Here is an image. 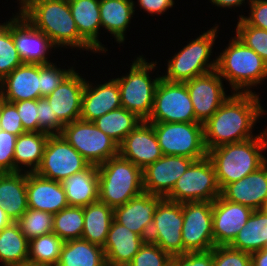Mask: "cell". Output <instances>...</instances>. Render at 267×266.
<instances>
[{"mask_svg":"<svg viewBox=\"0 0 267 266\" xmlns=\"http://www.w3.org/2000/svg\"><path fill=\"white\" fill-rule=\"evenodd\" d=\"M135 7L133 0H100L101 26L119 44L125 41L126 29L129 28Z\"/></svg>","mask_w":267,"mask_h":266,"instance_id":"obj_30","label":"cell"},{"mask_svg":"<svg viewBox=\"0 0 267 266\" xmlns=\"http://www.w3.org/2000/svg\"><path fill=\"white\" fill-rule=\"evenodd\" d=\"M90 163L60 134L49 135L42 161L35 173L43 178L62 182L85 170Z\"/></svg>","mask_w":267,"mask_h":266,"instance_id":"obj_12","label":"cell"},{"mask_svg":"<svg viewBox=\"0 0 267 266\" xmlns=\"http://www.w3.org/2000/svg\"><path fill=\"white\" fill-rule=\"evenodd\" d=\"M13 40L18 54L26 64L44 65L53 63L47 56L49 50L57 48L52 40L36 29L19 12L13 14Z\"/></svg>","mask_w":267,"mask_h":266,"instance_id":"obj_16","label":"cell"},{"mask_svg":"<svg viewBox=\"0 0 267 266\" xmlns=\"http://www.w3.org/2000/svg\"><path fill=\"white\" fill-rule=\"evenodd\" d=\"M163 198L161 195L143 192L122 206L114 208L113 219L148 241L153 215Z\"/></svg>","mask_w":267,"mask_h":266,"instance_id":"obj_18","label":"cell"},{"mask_svg":"<svg viewBox=\"0 0 267 266\" xmlns=\"http://www.w3.org/2000/svg\"><path fill=\"white\" fill-rule=\"evenodd\" d=\"M253 209L223 199L213 201V238L215 246L229 245L247 223Z\"/></svg>","mask_w":267,"mask_h":266,"instance_id":"obj_20","label":"cell"},{"mask_svg":"<svg viewBox=\"0 0 267 266\" xmlns=\"http://www.w3.org/2000/svg\"><path fill=\"white\" fill-rule=\"evenodd\" d=\"M18 12L46 34L56 47L69 46L97 53L79 34L68 0H23Z\"/></svg>","mask_w":267,"mask_h":266,"instance_id":"obj_2","label":"cell"},{"mask_svg":"<svg viewBox=\"0 0 267 266\" xmlns=\"http://www.w3.org/2000/svg\"><path fill=\"white\" fill-rule=\"evenodd\" d=\"M27 132H39L37 100H22L13 102Z\"/></svg>","mask_w":267,"mask_h":266,"instance_id":"obj_48","label":"cell"},{"mask_svg":"<svg viewBox=\"0 0 267 266\" xmlns=\"http://www.w3.org/2000/svg\"><path fill=\"white\" fill-rule=\"evenodd\" d=\"M249 17L239 15L248 25L267 30V0H252Z\"/></svg>","mask_w":267,"mask_h":266,"instance_id":"obj_50","label":"cell"},{"mask_svg":"<svg viewBox=\"0 0 267 266\" xmlns=\"http://www.w3.org/2000/svg\"><path fill=\"white\" fill-rule=\"evenodd\" d=\"M89 83L86 80L82 94L80 119L93 122L102 115L122 107L117 80L112 78L103 84Z\"/></svg>","mask_w":267,"mask_h":266,"instance_id":"obj_24","label":"cell"},{"mask_svg":"<svg viewBox=\"0 0 267 266\" xmlns=\"http://www.w3.org/2000/svg\"><path fill=\"white\" fill-rule=\"evenodd\" d=\"M56 266H107L103 247L83 239L65 241Z\"/></svg>","mask_w":267,"mask_h":266,"instance_id":"obj_34","label":"cell"},{"mask_svg":"<svg viewBox=\"0 0 267 266\" xmlns=\"http://www.w3.org/2000/svg\"><path fill=\"white\" fill-rule=\"evenodd\" d=\"M220 196L253 210L262 209L267 200V161L251 174L225 185L221 189Z\"/></svg>","mask_w":267,"mask_h":266,"instance_id":"obj_22","label":"cell"},{"mask_svg":"<svg viewBox=\"0 0 267 266\" xmlns=\"http://www.w3.org/2000/svg\"><path fill=\"white\" fill-rule=\"evenodd\" d=\"M182 240L184 254L215 247L213 238V202L183 203Z\"/></svg>","mask_w":267,"mask_h":266,"instance_id":"obj_14","label":"cell"},{"mask_svg":"<svg viewBox=\"0 0 267 266\" xmlns=\"http://www.w3.org/2000/svg\"><path fill=\"white\" fill-rule=\"evenodd\" d=\"M97 169L99 201L112 209L144 192L142 169L119 154L99 164Z\"/></svg>","mask_w":267,"mask_h":266,"instance_id":"obj_5","label":"cell"},{"mask_svg":"<svg viewBox=\"0 0 267 266\" xmlns=\"http://www.w3.org/2000/svg\"><path fill=\"white\" fill-rule=\"evenodd\" d=\"M0 207L12 222L27 211L26 171L0 173Z\"/></svg>","mask_w":267,"mask_h":266,"instance_id":"obj_28","label":"cell"},{"mask_svg":"<svg viewBox=\"0 0 267 266\" xmlns=\"http://www.w3.org/2000/svg\"><path fill=\"white\" fill-rule=\"evenodd\" d=\"M145 241L113 219L103 247L106 265L128 266Z\"/></svg>","mask_w":267,"mask_h":266,"instance_id":"obj_26","label":"cell"},{"mask_svg":"<svg viewBox=\"0 0 267 266\" xmlns=\"http://www.w3.org/2000/svg\"><path fill=\"white\" fill-rule=\"evenodd\" d=\"M28 208L56 214L68 207L61 182L43 178L35 172H26Z\"/></svg>","mask_w":267,"mask_h":266,"instance_id":"obj_23","label":"cell"},{"mask_svg":"<svg viewBox=\"0 0 267 266\" xmlns=\"http://www.w3.org/2000/svg\"><path fill=\"white\" fill-rule=\"evenodd\" d=\"M13 40V17L0 23V81L15 68L22 65Z\"/></svg>","mask_w":267,"mask_h":266,"instance_id":"obj_39","label":"cell"},{"mask_svg":"<svg viewBox=\"0 0 267 266\" xmlns=\"http://www.w3.org/2000/svg\"><path fill=\"white\" fill-rule=\"evenodd\" d=\"M229 246L248 253L265 249L267 247V213L262 209L254 210Z\"/></svg>","mask_w":267,"mask_h":266,"instance_id":"obj_35","label":"cell"},{"mask_svg":"<svg viewBox=\"0 0 267 266\" xmlns=\"http://www.w3.org/2000/svg\"><path fill=\"white\" fill-rule=\"evenodd\" d=\"M69 206L85 207L99 200L97 165L90 164L61 182Z\"/></svg>","mask_w":267,"mask_h":266,"instance_id":"obj_29","label":"cell"},{"mask_svg":"<svg viewBox=\"0 0 267 266\" xmlns=\"http://www.w3.org/2000/svg\"><path fill=\"white\" fill-rule=\"evenodd\" d=\"M0 130L9 132L17 137L26 132L15 104L4 99L0 101Z\"/></svg>","mask_w":267,"mask_h":266,"instance_id":"obj_46","label":"cell"},{"mask_svg":"<svg viewBox=\"0 0 267 266\" xmlns=\"http://www.w3.org/2000/svg\"><path fill=\"white\" fill-rule=\"evenodd\" d=\"M140 9L147 11L149 14H164L174 5V0H137Z\"/></svg>","mask_w":267,"mask_h":266,"instance_id":"obj_51","label":"cell"},{"mask_svg":"<svg viewBox=\"0 0 267 266\" xmlns=\"http://www.w3.org/2000/svg\"><path fill=\"white\" fill-rule=\"evenodd\" d=\"M213 266H251V253L234 249L229 245L215 246Z\"/></svg>","mask_w":267,"mask_h":266,"instance_id":"obj_44","label":"cell"},{"mask_svg":"<svg viewBox=\"0 0 267 266\" xmlns=\"http://www.w3.org/2000/svg\"><path fill=\"white\" fill-rule=\"evenodd\" d=\"M236 25V37L253 49L267 64V30L248 25L242 18Z\"/></svg>","mask_w":267,"mask_h":266,"instance_id":"obj_41","label":"cell"},{"mask_svg":"<svg viewBox=\"0 0 267 266\" xmlns=\"http://www.w3.org/2000/svg\"><path fill=\"white\" fill-rule=\"evenodd\" d=\"M83 229V207L68 206L53 216V233L64 242L81 239Z\"/></svg>","mask_w":267,"mask_h":266,"instance_id":"obj_38","label":"cell"},{"mask_svg":"<svg viewBox=\"0 0 267 266\" xmlns=\"http://www.w3.org/2000/svg\"><path fill=\"white\" fill-rule=\"evenodd\" d=\"M40 65L26 64L15 68L0 81L2 99L8 102L40 98Z\"/></svg>","mask_w":267,"mask_h":266,"instance_id":"obj_25","label":"cell"},{"mask_svg":"<svg viewBox=\"0 0 267 266\" xmlns=\"http://www.w3.org/2000/svg\"><path fill=\"white\" fill-rule=\"evenodd\" d=\"M194 159L163 155L142 170L144 192L165 197Z\"/></svg>","mask_w":267,"mask_h":266,"instance_id":"obj_17","label":"cell"},{"mask_svg":"<svg viewBox=\"0 0 267 266\" xmlns=\"http://www.w3.org/2000/svg\"><path fill=\"white\" fill-rule=\"evenodd\" d=\"M171 266H213V249L172 256Z\"/></svg>","mask_w":267,"mask_h":266,"instance_id":"obj_49","label":"cell"},{"mask_svg":"<svg viewBox=\"0 0 267 266\" xmlns=\"http://www.w3.org/2000/svg\"><path fill=\"white\" fill-rule=\"evenodd\" d=\"M63 244L64 241L54 233L31 239L27 265L56 266Z\"/></svg>","mask_w":267,"mask_h":266,"instance_id":"obj_37","label":"cell"},{"mask_svg":"<svg viewBox=\"0 0 267 266\" xmlns=\"http://www.w3.org/2000/svg\"><path fill=\"white\" fill-rule=\"evenodd\" d=\"M79 74L74 69L50 95L45 97L51 105L53 115L64 125L80 119L86 80Z\"/></svg>","mask_w":267,"mask_h":266,"instance_id":"obj_21","label":"cell"},{"mask_svg":"<svg viewBox=\"0 0 267 266\" xmlns=\"http://www.w3.org/2000/svg\"><path fill=\"white\" fill-rule=\"evenodd\" d=\"M157 62H147L144 56H137L132 62L129 73L115 78L120 89L121 105L147 121L154 106V94L161 76L152 79L150 73Z\"/></svg>","mask_w":267,"mask_h":266,"instance_id":"obj_6","label":"cell"},{"mask_svg":"<svg viewBox=\"0 0 267 266\" xmlns=\"http://www.w3.org/2000/svg\"><path fill=\"white\" fill-rule=\"evenodd\" d=\"M252 0H247V2L250 4ZM210 2L217 6L222 8H230V7H240L242 3H245V0H210Z\"/></svg>","mask_w":267,"mask_h":266,"instance_id":"obj_53","label":"cell"},{"mask_svg":"<svg viewBox=\"0 0 267 266\" xmlns=\"http://www.w3.org/2000/svg\"><path fill=\"white\" fill-rule=\"evenodd\" d=\"M163 155L199 160L207 156L200 122L151 123Z\"/></svg>","mask_w":267,"mask_h":266,"instance_id":"obj_9","label":"cell"},{"mask_svg":"<svg viewBox=\"0 0 267 266\" xmlns=\"http://www.w3.org/2000/svg\"><path fill=\"white\" fill-rule=\"evenodd\" d=\"M147 122H198L185 83L161 78L154 94V106Z\"/></svg>","mask_w":267,"mask_h":266,"instance_id":"obj_11","label":"cell"},{"mask_svg":"<svg viewBox=\"0 0 267 266\" xmlns=\"http://www.w3.org/2000/svg\"><path fill=\"white\" fill-rule=\"evenodd\" d=\"M48 137L49 134L44 132L29 131L17 137L14 152V172L36 171L42 161ZM22 167H27V169Z\"/></svg>","mask_w":267,"mask_h":266,"instance_id":"obj_31","label":"cell"},{"mask_svg":"<svg viewBox=\"0 0 267 266\" xmlns=\"http://www.w3.org/2000/svg\"><path fill=\"white\" fill-rule=\"evenodd\" d=\"M255 93H232L203 124L207 152L224 144L256 137L252 129L266 111L261 106L259 95Z\"/></svg>","mask_w":267,"mask_h":266,"instance_id":"obj_1","label":"cell"},{"mask_svg":"<svg viewBox=\"0 0 267 266\" xmlns=\"http://www.w3.org/2000/svg\"><path fill=\"white\" fill-rule=\"evenodd\" d=\"M16 139V135L0 130V173H14Z\"/></svg>","mask_w":267,"mask_h":266,"instance_id":"obj_47","label":"cell"},{"mask_svg":"<svg viewBox=\"0 0 267 266\" xmlns=\"http://www.w3.org/2000/svg\"><path fill=\"white\" fill-rule=\"evenodd\" d=\"M53 214L28 208L17 221L21 232L30 241L41 235L53 233Z\"/></svg>","mask_w":267,"mask_h":266,"instance_id":"obj_40","label":"cell"},{"mask_svg":"<svg viewBox=\"0 0 267 266\" xmlns=\"http://www.w3.org/2000/svg\"><path fill=\"white\" fill-rule=\"evenodd\" d=\"M143 120L124 107L112 110L93 121L96 127L118 145Z\"/></svg>","mask_w":267,"mask_h":266,"instance_id":"obj_36","label":"cell"},{"mask_svg":"<svg viewBox=\"0 0 267 266\" xmlns=\"http://www.w3.org/2000/svg\"><path fill=\"white\" fill-rule=\"evenodd\" d=\"M84 229L81 239L104 247L111 222L113 209L99 200L83 207Z\"/></svg>","mask_w":267,"mask_h":266,"instance_id":"obj_32","label":"cell"},{"mask_svg":"<svg viewBox=\"0 0 267 266\" xmlns=\"http://www.w3.org/2000/svg\"><path fill=\"white\" fill-rule=\"evenodd\" d=\"M220 193L214 165L206 156L194 160L164 198L178 203L213 202Z\"/></svg>","mask_w":267,"mask_h":266,"instance_id":"obj_8","label":"cell"},{"mask_svg":"<svg viewBox=\"0 0 267 266\" xmlns=\"http://www.w3.org/2000/svg\"><path fill=\"white\" fill-rule=\"evenodd\" d=\"M267 128L249 140L224 144L210 149L211 159L220 189L236 182L260 168L266 161Z\"/></svg>","mask_w":267,"mask_h":266,"instance_id":"obj_3","label":"cell"},{"mask_svg":"<svg viewBox=\"0 0 267 266\" xmlns=\"http://www.w3.org/2000/svg\"><path fill=\"white\" fill-rule=\"evenodd\" d=\"M29 257V240L17 222L0 231V262L2 266H25Z\"/></svg>","mask_w":267,"mask_h":266,"instance_id":"obj_33","label":"cell"},{"mask_svg":"<svg viewBox=\"0 0 267 266\" xmlns=\"http://www.w3.org/2000/svg\"><path fill=\"white\" fill-rule=\"evenodd\" d=\"M182 225L183 203L163 198L153 215L148 241L157 244L171 257L184 254Z\"/></svg>","mask_w":267,"mask_h":266,"instance_id":"obj_13","label":"cell"},{"mask_svg":"<svg viewBox=\"0 0 267 266\" xmlns=\"http://www.w3.org/2000/svg\"><path fill=\"white\" fill-rule=\"evenodd\" d=\"M222 81L214 70L184 82L198 122L204 124L230 96L226 95Z\"/></svg>","mask_w":267,"mask_h":266,"instance_id":"obj_15","label":"cell"},{"mask_svg":"<svg viewBox=\"0 0 267 266\" xmlns=\"http://www.w3.org/2000/svg\"><path fill=\"white\" fill-rule=\"evenodd\" d=\"M251 266H267V247L251 253Z\"/></svg>","mask_w":267,"mask_h":266,"instance_id":"obj_52","label":"cell"},{"mask_svg":"<svg viewBox=\"0 0 267 266\" xmlns=\"http://www.w3.org/2000/svg\"><path fill=\"white\" fill-rule=\"evenodd\" d=\"M79 34L98 52L108 51L99 41L100 0H68Z\"/></svg>","mask_w":267,"mask_h":266,"instance_id":"obj_27","label":"cell"},{"mask_svg":"<svg viewBox=\"0 0 267 266\" xmlns=\"http://www.w3.org/2000/svg\"><path fill=\"white\" fill-rule=\"evenodd\" d=\"M262 210L267 213V200L264 202Z\"/></svg>","mask_w":267,"mask_h":266,"instance_id":"obj_55","label":"cell"},{"mask_svg":"<svg viewBox=\"0 0 267 266\" xmlns=\"http://www.w3.org/2000/svg\"><path fill=\"white\" fill-rule=\"evenodd\" d=\"M12 220L6 215V212L0 207V231L8 226Z\"/></svg>","mask_w":267,"mask_h":266,"instance_id":"obj_54","label":"cell"},{"mask_svg":"<svg viewBox=\"0 0 267 266\" xmlns=\"http://www.w3.org/2000/svg\"><path fill=\"white\" fill-rule=\"evenodd\" d=\"M218 24L196 39L189 41L167 64V72L162 75L169 82H187L216 70L217 59L210 61L213 45L218 37Z\"/></svg>","mask_w":267,"mask_h":266,"instance_id":"obj_7","label":"cell"},{"mask_svg":"<svg viewBox=\"0 0 267 266\" xmlns=\"http://www.w3.org/2000/svg\"><path fill=\"white\" fill-rule=\"evenodd\" d=\"M128 266H171V256L157 244L145 241Z\"/></svg>","mask_w":267,"mask_h":266,"instance_id":"obj_42","label":"cell"},{"mask_svg":"<svg viewBox=\"0 0 267 266\" xmlns=\"http://www.w3.org/2000/svg\"><path fill=\"white\" fill-rule=\"evenodd\" d=\"M73 70V66L61 69L55 63L40 65V98L50 95Z\"/></svg>","mask_w":267,"mask_h":266,"instance_id":"obj_43","label":"cell"},{"mask_svg":"<svg viewBox=\"0 0 267 266\" xmlns=\"http://www.w3.org/2000/svg\"><path fill=\"white\" fill-rule=\"evenodd\" d=\"M119 155L142 170L160 159L163 154L153 125L142 121L119 145Z\"/></svg>","mask_w":267,"mask_h":266,"instance_id":"obj_19","label":"cell"},{"mask_svg":"<svg viewBox=\"0 0 267 266\" xmlns=\"http://www.w3.org/2000/svg\"><path fill=\"white\" fill-rule=\"evenodd\" d=\"M38 107V122L39 132H44L49 135H58L61 133L64 124L53 115V110L50 103L45 97L37 100Z\"/></svg>","mask_w":267,"mask_h":266,"instance_id":"obj_45","label":"cell"},{"mask_svg":"<svg viewBox=\"0 0 267 266\" xmlns=\"http://www.w3.org/2000/svg\"><path fill=\"white\" fill-rule=\"evenodd\" d=\"M222 51L216 56V71L229 82L233 93H252L250 88L267 79V64L236 36Z\"/></svg>","mask_w":267,"mask_h":266,"instance_id":"obj_4","label":"cell"},{"mask_svg":"<svg viewBox=\"0 0 267 266\" xmlns=\"http://www.w3.org/2000/svg\"><path fill=\"white\" fill-rule=\"evenodd\" d=\"M60 135L92 165L98 166L119 154V145L93 122L73 121L64 125Z\"/></svg>","mask_w":267,"mask_h":266,"instance_id":"obj_10","label":"cell"}]
</instances>
